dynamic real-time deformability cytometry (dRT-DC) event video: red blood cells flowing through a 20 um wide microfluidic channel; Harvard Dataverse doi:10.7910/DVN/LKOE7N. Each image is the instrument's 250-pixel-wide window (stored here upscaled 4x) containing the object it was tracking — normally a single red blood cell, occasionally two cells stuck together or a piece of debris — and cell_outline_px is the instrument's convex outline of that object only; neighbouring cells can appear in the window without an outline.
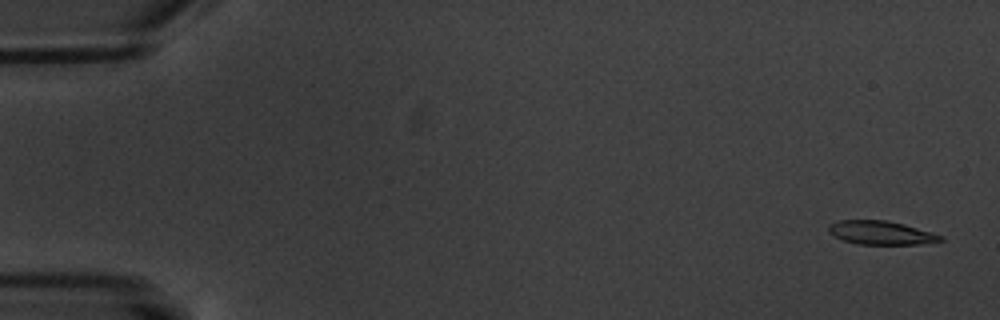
{"species": "common noctule bat (a hibernating species)", "species_latin": "Nyctalus noctula", "temperature_condition": "warm", "stored_images_in_passage": 7, "camera_frame_rate_fps": 3000, "um_per_image_px": 0.085, "animal": {"sex": "male", "body_mass_g": 20.1, "forearm_length_mm": 53.5}, "frame": {"image": 1, "passage_image": 1, "time_ms": 0.0, "image_size_px": [1000, 320], "cell_outline_px": [[944, 240], [920, 244], [856, 244], [844, 240], [828, 232], [828, 224], [840, 220], [888, 220], [904, 224], [944, 236]], "centroid_in_image_um": [74.88, 19.78], "position_along_channel_um": 10.1, "area_um2": 15.37}}
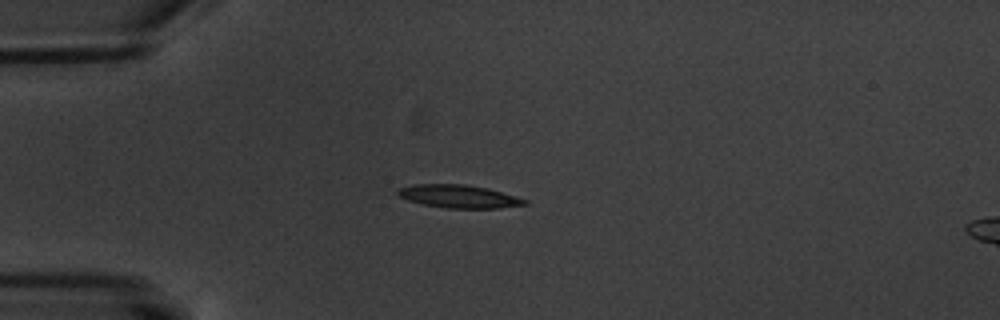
{"frame": {"image": 2, "passage_image": 5, "time_ms": 4.667, "image_size_px": [1000, 320], "cell_outline_px": [[528, 204], [500, 208], [448, 208], [424, 204], [408, 200], [400, 196], [396, 192], [400, 188], [416, 184], [464, 184], [488, 188], [528, 200]], "centroid_in_image_um": [39.03, 16.69], "position_along_channel_um": 46.0, "area_um2": 16.82}}